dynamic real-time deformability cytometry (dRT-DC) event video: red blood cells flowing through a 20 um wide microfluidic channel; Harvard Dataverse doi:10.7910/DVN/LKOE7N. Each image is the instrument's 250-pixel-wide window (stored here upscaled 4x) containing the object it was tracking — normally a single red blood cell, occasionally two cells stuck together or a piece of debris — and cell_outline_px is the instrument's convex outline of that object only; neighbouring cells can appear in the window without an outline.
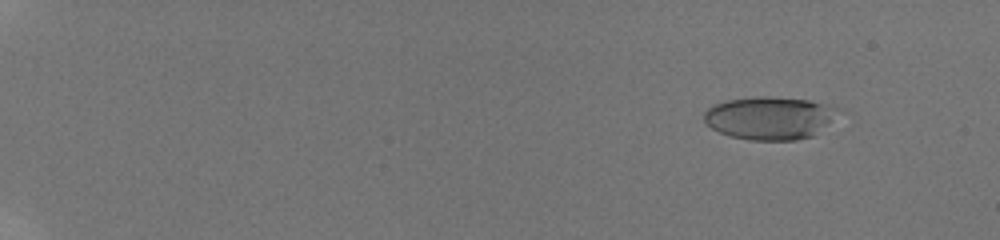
{"species": "human", "species_latin": "Homo sapiens", "temperature_condition": "room temperature", "stored_images_in_passage": 17, "camera_frame_rate_fps": 3000, "um_per_image_px": 0.085, "donor": {"sex": "male"}, "frame": {"image": 1, "passage_image": 6, "time_ms": 2.333, "image_size_px": [1000, 240], "cell_outline_px": [[840, 108], [812, 136], [796, 140], [748, 140], [732, 136], [720, 132], [712, 128], [704, 120], [704, 112], [712, 104], [724, 100], [752, 96], [764, 96], [808, 100]], "centroid_in_image_um": [65.31, 10.01], "position_along_channel_um": 19.7, "area_um2": 33.0}}
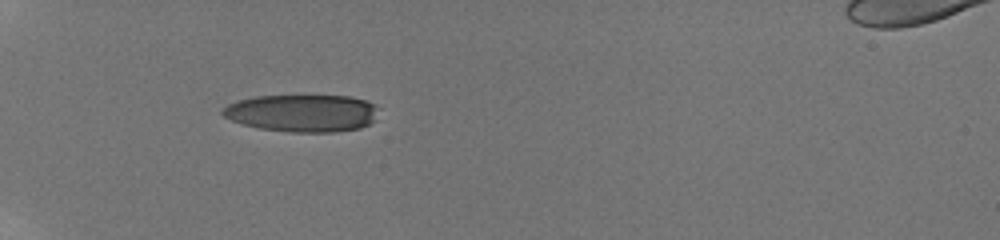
{"frame": {"image": 2, "passage_image": 14, "time_ms": 7.333, "image_size_px": [1000, 240], "cell_outline_px": [[380, 108], [372, 120], [368, 124], [360, 128], [336, 132], [288, 132], [260, 128], [244, 124], [232, 120], [224, 116], [220, 112], [228, 104], [236, 100], [256, 96], [348, 96], [364, 100], [376, 104]], "centroid_in_image_um": [25.7, 9.61], "position_along_channel_um": 59.3, "area_um2": 33.93}}
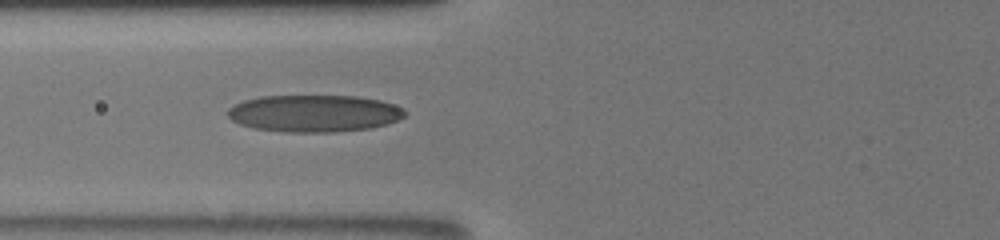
{"frame": {"image": 3, "passage_image": 16, "time_ms": 9.0, "image_size_px": [1000, 240], "cell_outline_px": [[408, 112], [404, 116], [388, 124], [372, 128], [332, 132], [284, 132], [256, 128], [240, 124], [232, 120], [228, 116], [228, 108], [244, 100], [260, 96], [356, 96], [380, 100], [404, 108]], "centroid_in_image_um": [26.73, 9.64], "position_along_channel_um": 99.1, "area_um2": 38.26}}